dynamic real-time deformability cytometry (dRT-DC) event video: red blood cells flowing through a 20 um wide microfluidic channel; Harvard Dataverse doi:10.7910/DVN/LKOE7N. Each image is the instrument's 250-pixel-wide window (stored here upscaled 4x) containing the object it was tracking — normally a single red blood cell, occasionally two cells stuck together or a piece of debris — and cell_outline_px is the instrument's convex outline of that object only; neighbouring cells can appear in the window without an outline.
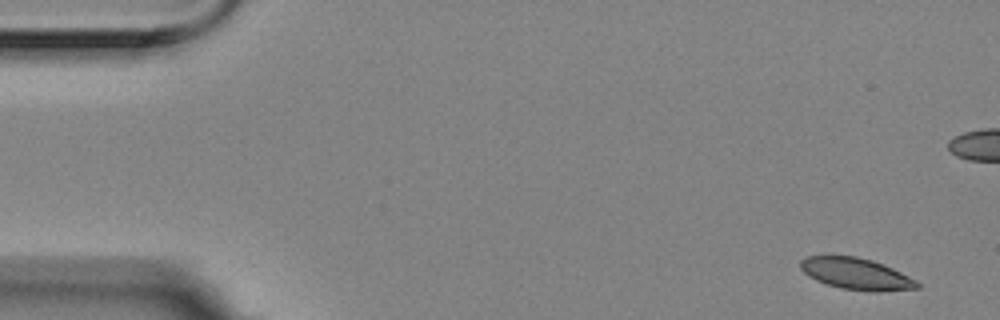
{"species": "Egyptian fruit bat (a non-hibernating species)", "species_latin": "Rousettus aegyptiacus", "temperature_condition": "room temperature", "stored_images_in_passage": 15, "camera_frame_rate_fps": 3000, "um_per_image_px": 0.085, "animal": {"sex": "female"}, "frame": {"image": 1, "passage_image": 1, "time_ms": 0.0, "image_size_px": [1000, 320], "cell_outline_px": [[920, 288], [880, 292], [872, 292], [840, 288], [816, 280], [808, 276], [800, 268], [800, 260], [808, 256], [856, 256], [872, 260], [892, 268], [916, 280], [920, 284]], "centroid_in_image_um": [72.79, 23.28], "position_along_channel_um": 12.2, "area_um2": 21.44}}